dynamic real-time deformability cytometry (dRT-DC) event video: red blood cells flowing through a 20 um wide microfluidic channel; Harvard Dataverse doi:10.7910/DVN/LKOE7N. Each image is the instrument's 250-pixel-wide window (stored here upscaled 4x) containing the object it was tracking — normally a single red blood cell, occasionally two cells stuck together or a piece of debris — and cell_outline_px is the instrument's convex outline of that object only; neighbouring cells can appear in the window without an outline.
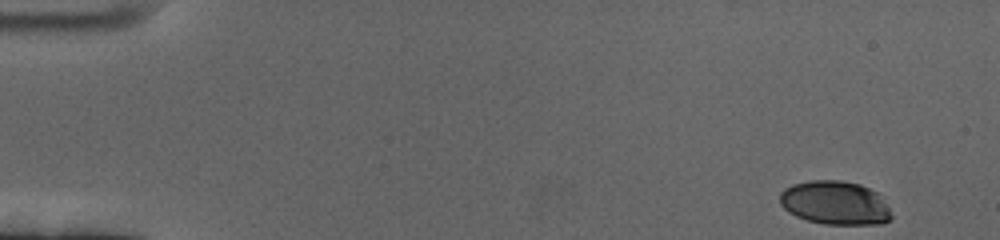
{"species": "human", "species_latin": "Homo sapiens", "temperature_condition": "cold", "stored_images_in_passage": 58, "camera_frame_rate_fps": 3000, "um_per_image_px": 0.085, "donor": {"sex": "female"}, "frame": {"image": 1, "passage_image": 1, "time_ms": 0.0, "image_size_px": [1000, 240], "cell_outline_px": [[892, 216], [888, 220], [880, 224], [824, 224], [808, 220], [796, 216], [788, 212], [780, 204], [780, 192], [784, 188], [792, 184], [808, 180], [840, 180], [860, 184], [876, 192], [888, 208]], "centroid_in_image_um": [70.93, 17.23], "position_along_channel_um": 14.1, "area_um2": 28.32}}
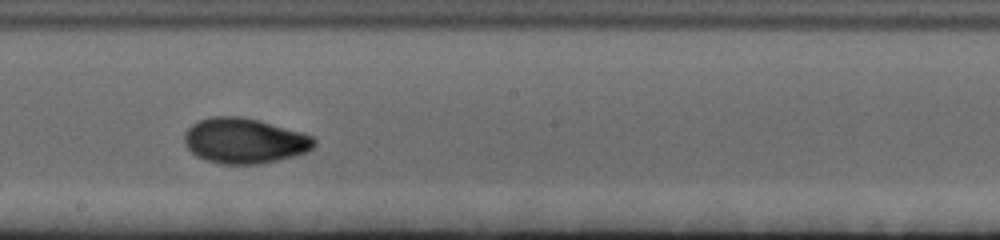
{"frame": {"image": 2, "passage_image": 32, "time_ms": 10.333, "image_size_px": [1000, 240], "cell_outline_px": [[316, 144], [308, 152], [260, 164], [220, 164], [204, 160], [196, 156], [184, 144], [184, 132], [192, 124], [200, 120], [212, 116], [240, 116], [260, 120], [304, 132], [312, 136], [316, 140]], "centroid_in_image_um": [20.78, 11.96], "position_along_channel_um": 227.4, "area_um2": 34.62}}
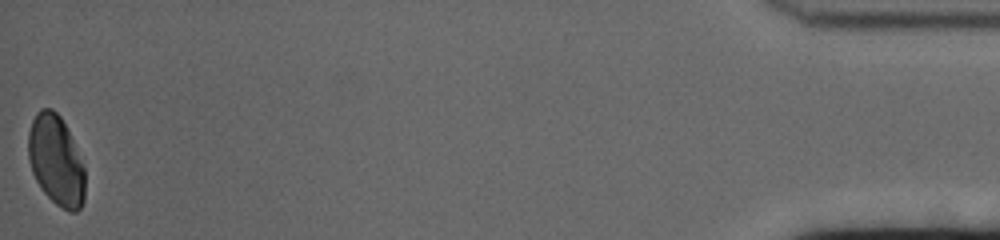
{"frame": {"image": 3, "passage_image": 58, "time_ms": 19.0, "image_size_px": [1000, 240], "cell_outline_px": [[84, 200], [80, 208], [76, 212], [68, 212], [56, 204], [40, 188], [32, 172], [28, 160], [28, 132], [32, 120], [36, 112], [40, 108], [52, 108], [60, 116], [72, 140], [84, 168]], "centroid_in_image_um": [4.73, 13.64], "position_along_channel_um": 430.5, "area_um2": 29.65}, "authors_computed_cell_mechanics": {"area_um2": 31.8189, "velocity_mm_per_s": 3.3582, "shape_relaxation_time_tau1_ms": 5.5372, "shape_relaxation_time_tau2_ms": 1.5966, "deformation_change_tau1": 0.1747, "deformation_change_tau2": 0.0452}}